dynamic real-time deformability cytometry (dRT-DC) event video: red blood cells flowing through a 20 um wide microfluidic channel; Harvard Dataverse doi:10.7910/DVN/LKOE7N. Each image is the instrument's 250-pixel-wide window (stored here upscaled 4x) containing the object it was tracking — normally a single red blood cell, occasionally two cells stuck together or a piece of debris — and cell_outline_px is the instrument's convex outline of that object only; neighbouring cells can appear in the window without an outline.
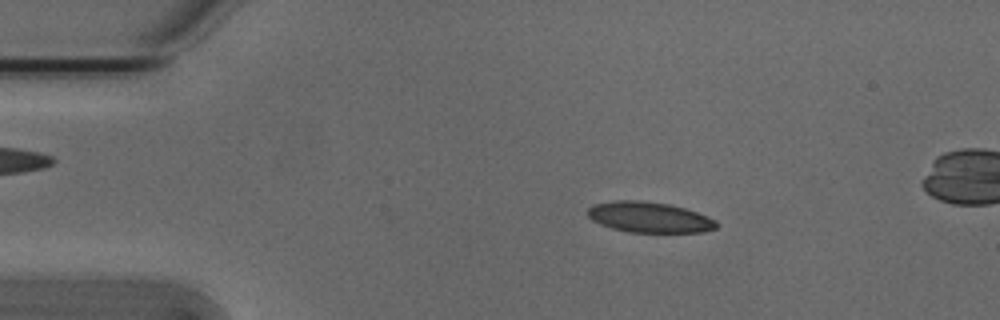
{"species": "Egyptian fruit bat (a non-hibernating species)", "species_latin": "Rousettus aegyptiacus", "temperature_condition": "cold", "stored_images_in_passage": 51, "camera_frame_rate_fps": 3000, "um_per_image_px": 0.085, "animal": {"sex": "male"}, "frame": {"image": 1, "passage_image": 9, "time_ms": 2.667, "image_size_px": [1000, 320], "cell_outline_px": [[716, 228], [704, 232], [628, 232], [612, 228], [600, 224], [592, 220], [588, 216], [588, 208], [592, 204], [616, 200], [640, 200], [668, 204], [684, 208], [708, 216], [716, 220]], "centroid_in_image_um": [55.17, 18.46], "position_along_channel_um": 29.8, "area_um2": 22.95}}
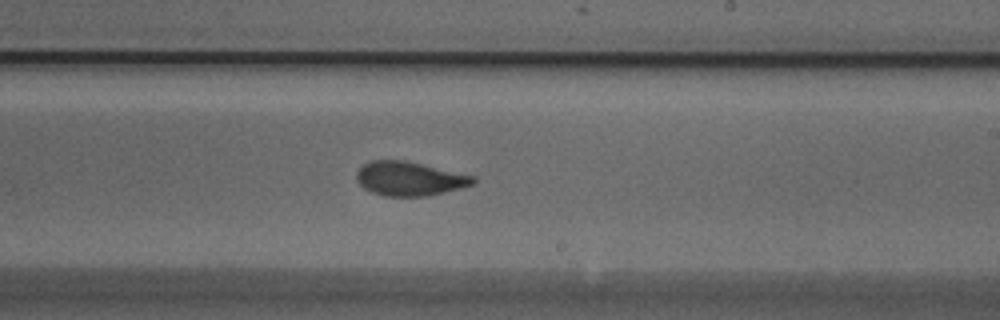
{"frame": {"image": 2, "passage_image": 31, "time_ms": 10.0, "image_size_px": [1000, 320], "cell_outline_px": [[476, 184], [428, 196], [384, 196], [372, 192], [364, 188], [356, 180], [356, 172], [364, 164], [372, 160], [404, 160], [476, 176]], "centroid_in_image_um": [34.82, 15.19], "position_along_channel_um": 254.2, "area_um2": 23.18}}
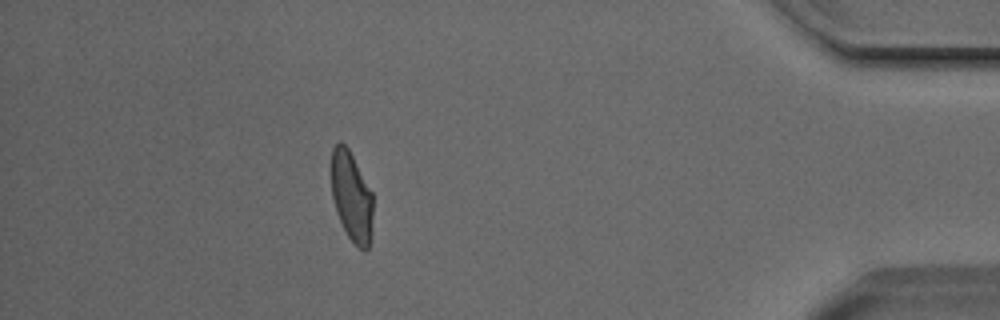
{"frame": {"image": 3, "passage_image": 47, "time_ms": 15.333, "image_size_px": [1000, 320], "cell_outline_px": [[372, 240], [368, 248], [364, 252], [356, 248], [348, 236], [336, 212], [332, 196], [332, 148], [340, 140], [348, 148], [372, 192]], "centroid_in_image_um": [29.9, 16.77], "position_along_channel_um": 405.3, "area_um2": 21.91}}